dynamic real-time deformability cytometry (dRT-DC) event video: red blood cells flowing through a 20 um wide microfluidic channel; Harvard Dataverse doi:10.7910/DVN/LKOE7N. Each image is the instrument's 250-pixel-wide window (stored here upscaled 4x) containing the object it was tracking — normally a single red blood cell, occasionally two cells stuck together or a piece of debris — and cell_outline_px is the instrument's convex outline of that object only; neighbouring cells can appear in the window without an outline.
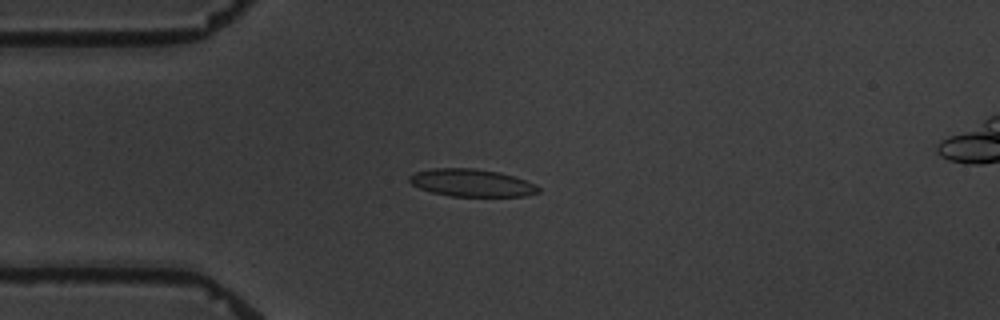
{"species": "common noctule bat (a hibernating species)", "species_latin": "Nyctalus noctula", "temperature_condition": "warm", "stored_images_in_passage": 3, "camera_frame_rate_fps": 3000, "um_per_image_px": 0.085, "animal": {"sex": "male", "body_mass_g": 19.5, "forearm_length_mm": 54.6}, "frame": {"image": 1, "passage_image": 1, "time_ms": 0.0, "image_size_px": [1000, 320], "cell_outline_px": [[540, 192], [524, 196], [448, 196], [432, 192], [420, 188], [412, 184], [408, 180], [408, 176], [416, 172], [432, 168], [472, 168], [500, 172], [536, 184], [540, 188]], "centroid_in_image_um": [40.08, 15.54], "position_along_channel_um": 44.9, "area_um2": 20.63}}
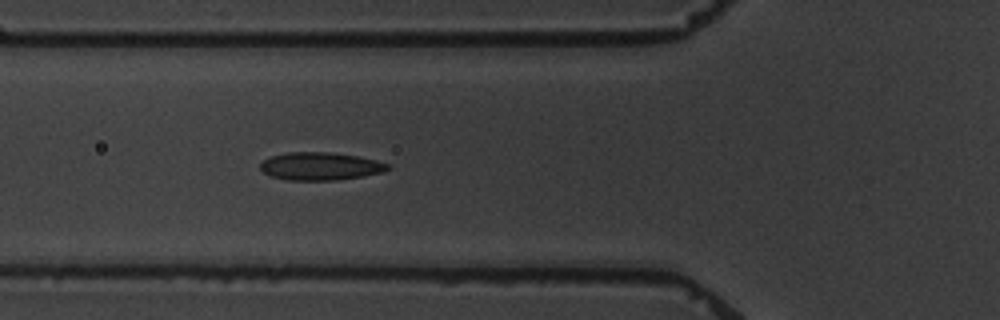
{"frame": {"image": 2, "passage_image": 3, "time_ms": 2.0, "image_size_px": [1000, 320], "cell_outline_px": [[392, 168], [384, 172], [364, 176], [336, 180], [288, 180], [272, 176], [264, 172], [260, 168], [260, 164], [264, 160], [272, 156], [288, 152], [328, 152], [356, 156], [376, 160], [388, 164]], "centroid_in_image_um": [27.26, 14.13], "position_along_channel_um": 98.5, "area_um2": 20.58}}